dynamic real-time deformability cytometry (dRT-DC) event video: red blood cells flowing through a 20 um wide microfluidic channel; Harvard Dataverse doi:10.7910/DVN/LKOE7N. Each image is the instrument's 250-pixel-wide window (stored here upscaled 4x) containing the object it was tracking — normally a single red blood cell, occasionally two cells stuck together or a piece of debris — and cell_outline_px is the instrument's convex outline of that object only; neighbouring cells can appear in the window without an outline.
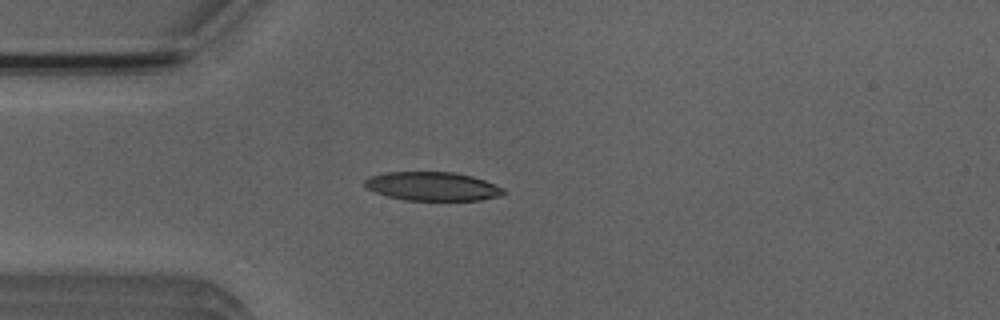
{"species": "Egyptian fruit bat (a non-hibernating species)", "species_latin": "Rousettus aegyptiacus", "temperature_condition": "room temperature", "stored_images_in_passage": 4, "camera_frame_rate_fps": 3000, "um_per_image_px": 0.085, "animal": {"sex": "male"}, "frame": {"image": 1, "passage_image": 4, "time_ms": 3.333, "image_size_px": [1000, 320], "cell_outline_px": [[504, 192], [500, 196], [480, 200], [404, 200], [388, 196], [376, 192], [368, 188], [364, 184], [364, 180], [372, 176], [384, 172], [456, 172], [472, 176], [484, 180], [504, 188]], "centroid_in_image_um": [36.77, 15.83], "position_along_channel_um": 48.2, "area_um2": 23.12}}